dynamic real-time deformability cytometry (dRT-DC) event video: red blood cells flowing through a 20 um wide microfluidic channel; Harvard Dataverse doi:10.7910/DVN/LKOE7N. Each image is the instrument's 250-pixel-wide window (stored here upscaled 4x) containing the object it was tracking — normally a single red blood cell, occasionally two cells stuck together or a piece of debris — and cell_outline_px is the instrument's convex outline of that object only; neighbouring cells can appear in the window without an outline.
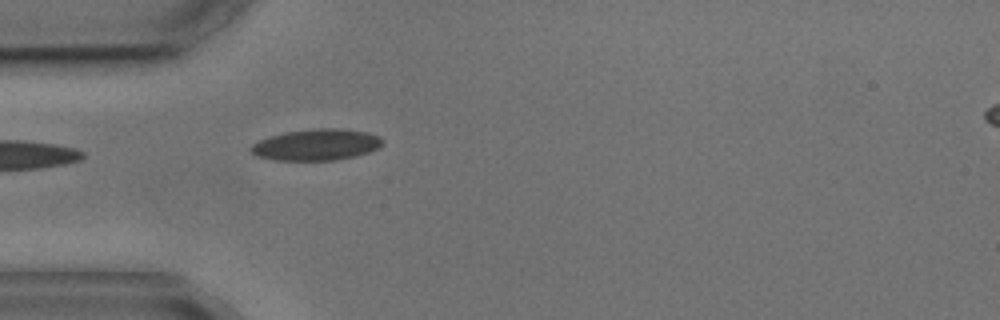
{"species": "common noctule bat (a hibernating species)", "species_latin": "Nyctalus noctula", "temperature_condition": "cold", "stored_images_in_passage": 4, "camera_frame_rate_fps": 3000, "um_per_image_px": 0.085, "animal": {"sex": "male", "body_mass_g": 17.9, "forearm_length_mm": 54.2}, "frame": {"image": 1, "passage_image": 4, "time_ms": 4.333, "image_size_px": [1000, 320], "cell_outline_px": [[384, 144], [368, 152], [356, 156], [336, 160], [276, 160], [256, 156], [248, 148], [252, 144], [260, 140], [284, 132], [316, 128], [336, 128], [368, 132], [380, 136], [384, 140]], "centroid_in_image_um": [26.91, 12.3], "position_along_channel_um": 58.1, "area_um2": 24.04}}